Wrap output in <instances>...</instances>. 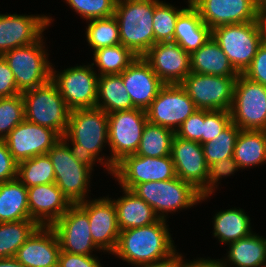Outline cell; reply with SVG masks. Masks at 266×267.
Masks as SVG:
<instances>
[{"mask_svg": "<svg viewBox=\"0 0 266 267\" xmlns=\"http://www.w3.org/2000/svg\"><path fill=\"white\" fill-rule=\"evenodd\" d=\"M98 76L121 74L135 59L136 55L122 44L102 47L93 51Z\"/></svg>", "mask_w": 266, "mask_h": 267, "instance_id": "e575fe53", "label": "cell"}, {"mask_svg": "<svg viewBox=\"0 0 266 267\" xmlns=\"http://www.w3.org/2000/svg\"><path fill=\"white\" fill-rule=\"evenodd\" d=\"M177 267H224L221 259L198 258L193 261L185 262L182 254L177 255Z\"/></svg>", "mask_w": 266, "mask_h": 267, "instance_id": "681fc988", "label": "cell"}, {"mask_svg": "<svg viewBox=\"0 0 266 267\" xmlns=\"http://www.w3.org/2000/svg\"><path fill=\"white\" fill-rule=\"evenodd\" d=\"M145 110L116 111L108 114V144L111 156L107 158L115 165L123 157L135 154L146 123Z\"/></svg>", "mask_w": 266, "mask_h": 267, "instance_id": "30bf717a", "label": "cell"}, {"mask_svg": "<svg viewBox=\"0 0 266 267\" xmlns=\"http://www.w3.org/2000/svg\"><path fill=\"white\" fill-rule=\"evenodd\" d=\"M121 188L131 190L135 185L150 181H164L176 176L171 156L146 157L131 154L123 157L112 171Z\"/></svg>", "mask_w": 266, "mask_h": 267, "instance_id": "4fadbf2b", "label": "cell"}, {"mask_svg": "<svg viewBox=\"0 0 266 267\" xmlns=\"http://www.w3.org/2000/svg\"><path fill=\"white\" fill-rule=\"evenodd\" d=\"M204 110L197 109L176 130L175 135L202 145Z\"/></svg>", "mask_w": 266, "mask_h": 267, "instance_id": "ee69618b", "label": "cell"}, {"mask_svg": "<svg viewBox=\"0 0 266 267\" xmlns=\"http://www.w3.org/2000/svg\"><path fill=\"white\" fill-rule=\"evenodd\" d=\"M131 191L151 206L161 219H167L169 212L191 208L204 201L199 190L178 177L140 183Z\"/></svg>", "mask_w": 266, "mask_h": 267, "instance_id": "277c9868", "label": "cell"}, {"mask_svg": "<svg viewBox=\"0 0 266 267\" xmlns=\"http://www.w3.org/2000/svg\"><path fill=\"white\" fill-rule=\"evenodd\" d=\"M61 137L52 129L23 120L4 139L17 163L47 154Z\"/></svg>", "mask_w": 266, "mask_h": 267, "instance_id": "9a60e30c", "label": "cell"}, {"mask_svg": "<svg viewBox=\"0 0 266 267\" xmlns=\"http://www.w3.org/2000/svg\"><path fill=\"white\" fill-rule=\"evenodd\" d=\"M184 9H177L170 3L167 4L163 1L155 0L153 15L155 44L173 41L177 18Z\"/></svg>", "mask_w": 266, "mask_h": 267, "instance_id": "74e56055", "label": "cell"}, {"mask_svg": "<svg viewBox=\"0 0 266 267\" xmlns=\"http://www.w3.org/2000/svg\"><path fill=\"white\" fill-rule=\"evenodd\" d=\"M44 43L41 37L30 45L14 48L2 55L21 93L51 80L53 66L48 60V52H46Z\"/></svg>", "mask_w": 266, "mask_h": 267, "instance_id": "8992f818", "label": "cell"}, {"mask_svg": "<svg viewBox=\"0 0 266 267\" xmlns=\"http://www.w3.org/2000/svg\"><path fill=\"white\" fill-rule=\"evenodd\" d=\"M171 157L176 176L192 184L202 193L207 188L209 166L199 142L182 139L174 135Z\"/></svg>", "mask_w": 266, "mask_h": 267, "instance_id": "ffe728a7", "label": "cell"}, {"mask_svg": "<svg viewBox=\"0 0 266 267\" xmlns=\"http://www.w3.org/2000/svg\"><path fill=\"white\" fill-rule=\"evenodd\" d=\"M93 66L94 62L70 67L61 72L52 68L51 80L57 85L70 110L96 107L98 74Z\"/></svg>", "mask_w": 266, "mask_h": 267, "instance_id": "8fae6325", "label": "cell"}, {"mask_svg": "<svg viewBox=\"0 0 266 267\" xmlns=\"http://www.w3.org/2000/svg\"><path fill=\"white\" fill-rule=\"evenodd\" d=\"M86 38L89 46L96 49L121 44L119 25L114 16L88 20Z\"/></svg>", "mask_w": 266, "mask_h": 267, "instance_id": "8d00e7d4", "label": "cell"}, {"mask_svg": "<svg viewBox=\"0 0 266 267\" xmlns=\"http://www.w3.org/2000/svg\"><path fill=\"white\" fill-rule=\"evenodd\" d=\"M20 93L8 63L4 57L0 55V98L13 97Z\"/></svg>", "mask_w": 266, "mask_h": 267, "instance_id": "7dc6e473", "label": "cell"}, {"mask_svg": "<svg viewBox=\"0 0 266 267\" xmlns=\"http://www.w3.org/2000/svg\"><path fill=\"white\" fill-rule=\"evenodd\" d=\"M197 110L180 84H164L146 110L149 123L176 130Z\"/></svg>", "mask_w": 266, "mask_h": 267, "instance_id": "5bb4252c", "label": "cell"}, {"mask_svg": "<svg viewBox=\"0 0 266 267\" xmlns=\"http://www.w3.org/2000/svg\"><path fill=\"white\" fill-rule=\"evenodd\" d=\"M253 2L257 8L261 6H266V0H253Z\"/></svg>", "mask_w": 266, "mask_h": 267, "instance_id": "db71d44e", "label": "cell"}, {"mask_svg": "<svg viewBox=\"0 0 266 267\" xmlns=\"http://www.w3.org/2000/svg\"><path fill=\"white\" fill-rule=\"evenodd\" d=\"M191 4L211 30L256 21L257 7L253 0H191Z\"/></svg>", "mask_w": 266, "mask_h": 267, "instance_id": "44dd1931", "label": "cell"}, {"mask_svg": "<svg viewBox=\"0 0 266 267\" xmlns=\"http://www.w3.org/2000/svg\"><path fill=\"white\" fill-rule=\"evenodd\" d=\"M232 123L226 110H204L202 144L216 139Z\"/></svg>", "mask_w": 266, "mask_h": 267, "instance_id": "b9f144b4", "label": "cell"}, {"mask_svg": "<svg viewBox=\"0 0 266 267\" xmlns=\"http://www.w3.org/2000/svg\"><path fill=\"white\" fill-rule=\"evenodd\" d=\"M51 227L58 236L61 251L82 255H92L94 249L100 251L92 240L88 215L77 204Z\"/></svg>", "mask_w": 266, "mask_h": 267, "instance_id": "ac0fdd59", "label": "cell"}, {"mask_svg": "<svg viewBox=\"0 0 266 267\" xmlns=\"http://www.w3.org/2000/svg\"><path fill=\"white\" fill-rule=\"evenodd\" d=\"M141 267H177V256L174 259L169 260L165 263L157 265L141 266Z\"/></svg>", "mask_w": 266, "mask_h": 267, "instance_id": "f5cc1de1", "label": "cell"}, {"mask_svg": "<svg viewBox=\"0 0 266 267\" xmlns=\"http://www.w3.org/2000/svg\"><path fill=\"white\" fill-rule=\"evenodd\" d=\"M174 135L171 129L147 122L135 154L152 158L171 156Z\"/></svg>", "mask_w": 266, "mask_h": 267, "instance_id": "d6a6232c", "label": "cell"}, {"mask_svg": "<svg viewBox=\"0 0 266 267\" xmlns=\"http://www.w3.org/2000/svg\"><path fill=\"white\" fill-rule=\"evenodd\" d=\"M52 21L44 14H0V55L38 41Z\"/></svg>", "mask_w": 266, "mask_h": 267, "instance_id": "e0dca14e", "label": "cell"}, {"mask_svg": "<svg viewBox=\"0 0 266 267\" xmlns=\"http://www.w3.org/2000/svg\"><path fill=\"white\" fill-rule=\"evenodd\" d=\"M27 190L30 218L39 226H52L73 205L55 183Z\"/></svg>", "mask_w": 266, "mask_h": 267, "instance_id": "cb8c5ba5", "label": "cell"}, {"mask_svg": "<svg viewBox=\"0 0 266 267\" xmlns=\"http://www.w3.org/2000/svg\"><path fill=\"white\" fill-rule=\"evenodd\" d=\"M256 21L262 35V42L266 43V6L257 8Z\"/></svg>", "mask_w": 266, "mask_h": 267, "instance_id": "f907efd6", "label": "cell"}, {"mask_svg": "<svg viewBox=\"0 0 266 267\" xmlns=\"http://www.w3.org/2000/svg\"><path fill=\"white\" fill-rule=\"evenodd\" d=\"M58 267H102V265L94 255L72 254L61 251Z\"/></svg>", "mask_w": 266, "mask_h": 267, "instance_id": "c3c4849f", "label": "cell"}, {"mask_svg": "<svg viewBox=\"0 0 266 267\" xmlns=\"http://www.w3.org/2000/svg\"><path fill=\"white\" fill-rule=\"evenodd\" d=\"M18 163L8 150L4 140H0V183L17 178Z\"/></svg>", "mask_w": 266, "mask_h": 267, "instance_id": "bcb514c9", "label": "cell"}, {"mask_svg": "<svg viewBox=\"0 0 266 267\" xmlns=\"http://www.w3.org/2000/svg\"><path fill=\"white\" fill-rule=\"evenodd\" d=\"M24 119V99L21 93L0 98V140H4Z\"/></svg>", "mask_w": 266, "mask_h": 267, "instance_id": "ab89813d", "label": "cell"}, {"mask_svg": "<svg viewBox=\"0 0 266 267\" xmlns=\"http://www.w3.org/2000/svg\"><path fill=\"white\" fill-rule=\"evenodd\" d=\"M240 128L231 123L216 139H212L202 144L204 156L208 166L216 161L225 158L233 157V152L236 144Z\"/></svg>", "mask_w": 266, "mask_h": 267, "instance_id": "f35d334b", "label": "cell"}, {"mask_svg": "<svg viewBox=\"0 0 266 267\" xmlns=\"http://www.w3.org/2000/svg\"><path fill=\"white\" fill-rule=\"evenodd\" d=\"M213 219V236L223 244L228 245L249 236L253 232L250 225L251 219L240 208L220 210Z\"/></svg>", "mask_w": 266, "mask_h": 267, "instance_id": "1f68e13d", "label": "cell"}, {"mask_svg": "<svg viewBox=\"0 0 266 267\" xmlns=\"http://www.w3.org/2000/svg\"><path fill=\"white\" fill-rule=\"evenodd\" d=\"M86 21L114 16L116 0H65Z\"/></svg>", "mask_w": 266, "mask_h": 267, "instance_id": "60d3db41", "label": "cell"}, {"mask_svg": "<svg viewBox=\"0 0 266 267\" xmlns=\"http://www.w3.org/2000/svg\"><path fill=\"white\" fill-rule=\"evenodd\" d=\"M233 158L240 169L266 163V131L240 130Z\"/></svg>", "mask_w": 266, "mask_h": 267, "instance_id": "4dcf8cb0", "label": "cell"}, {"mask_svg": "<svg viewBox=\"0 0 266 267\" xmlns=\"http://www.w3.org/2000/svg\"><path fill=\"white\" fill-rule=\"evenodd\" d=\"M238 169H240L238 163L233 157L225 158L211 164L208 170L207 188L201 193L202 198L204 200L208 198L215 191V188H217L219 180L234 174Z\"/></svg>", "mask_w": 266, "mask_h": 267, "instance_id": "7bdbcfd3", "label": "cell"}, {"mask_svg": "<svg viewBox=\"0 0 266 267\" xmlns=\"http://www.w3.org/2000/svg\"><path fill=\"white\" fill-rule=\"evenodd\" d=\"M96 108L107 114L135 108L119 74L98 76Z\"/></svg>", "mask_w": 266, "mask_h": 267, "instance_id": "f546056e", "label": "cell"}, {"mask_svg": "<svg viewBox=\"0 0 266 267\" xmlns=\"http://www.w3.org/2000/svg\"><path fill=\"white\" fill-rule=\"evenodd\" d=\"M251 81L266 86V43L262 42L251 65L243 73Z\"/></svg>", "mask_w": 266, "mask_h": 267, "instance_id": "f6af8a7d", "label": "cell"}, {"mask_svg": "<svg viewBox=\"0 0 266 267\" xmlns=\"http://www.w3.org/2000/svg\"><path fill=\"white\" fill-rule=\"evenodd\" d=\"M39 227L32 219L0 223V259L12 258L19 247Z\"/></svg>", "mask_w": 266, "mask_h": 267, "instance_id": "836d02e7", "label": "cell"}, {"mask_svg": "<svg viewBox=\"0 0 266 267\" xmlns=\"http://www.w3.org/2000/svg\"><path fill=\"white\" fill-rule=\"evenodd\" d=\"M122 190L123 196L112 199L120 231L147 226L160 219L154 209L134 192L125 188Z\"/></svg>", "mask_w": 266, "mask_h": 267, "instance_id": "484cf974", "label": "cell"}, {"mask_svg": "<svg viewBox=\"0 0 266 267\" xmlns=\"http://www.w3.org/2000/svg\"><path fill=\"white\" fill-rule=\"evenodd\" d=\"M17 179L27 188L55 183L53 164L47 154L18 163Z\"/></svg>", "mask_w": 266, "mask_h": 267, "instance_id": "d590c367", "label": "cell"}, {"mask_svg": "<svg viewBox=\"0 0 266 267\" xmlns=\"http://www.w3.org/2000/svg\"><path fill=\"white\" fill-rule=\"evenodd\" d=\"M188 3V7L177 18L173 42L191 54L212 36V30L205 25L191 0Z\"/></svg>", "mask_w": 266, "mask_h": 267, "instance_id": "d4e9b609", "label": "cell"}, {"mask_svg": "<svg viewBox=\"0 0 266 267\" xmlns=\"http://www.w3.org/2000/svg\"><path fill=\"white\" fill-rule=\"evenodd\" d=\"M108 136V114L95 107L70 110L68 127L61 139L77 161L91 169L95 162H100L108 173H112L115 165L99 155L108 143ZM67 141H70L71 146Z\"/></svg>", "mask_w": 266, "mask_h": 267, "instance_id": "6da1fadb", "label": "cell"}, {"mask_svg": "<svg viewBox=\"0 0 266 267\" xmlns=\"http://www.w3.org/2000/svg\"><path fill=\"white\" fill-rule=\"evenodd\" d=\"M47 155L53 164L55 184L68 200L72 204L87 200L93 169L77 161L62 139L52 147Z\"/></svg>", "mask_w": 266, "mask_h": 267, "instance_id": "ba28073f", "label": "cell"}, {"mask_svg": "<svg viewBox=\"0 0 266 267\" xmlns=\"http://www.w3.org/2000/svg\"><path fill=\"white\" fill-rule=\"evenodd\" d=\"M60 242L51 226H39L22 244L14 258L25 267H58Z\"/></svg>", "mask_w": 266, "mask_h": 267, "instance_id": "7402d4cb", "label": "cell"}, {"mask_svg": "<svg viewBox=\"0 0 266 267\" xmlns=\"http://www.w3.org/2000/svg\"><path fill=\"white\" fill-rule=\"evenodd\" d=\"M212 37L239 74L251 65L262 43L257 21L218 26L212 30Z\"/></svg>", "mask_w": 266, "mask_h": 267, "instance_id": "52a82bcc", "label": "cell"}, {"mask_svg": "<svg viewBox=\"0 0 266 267\" xmlns=\"http://www.w3.org/2000/svg\"><path fill=\"white\" fill-rule=\"evenodd\" d=\"M159 219L147 226L120 231L113 255L132 266H149L174 259L178 252L166 222Z\"/></svg>", "mask_w": 266, "mask_h": 267, "instance_id": "7a4b0ae2", "label": "cell"}, {"mask_svg": "<svg viewBox=\"0 0 266 267\" xmlns=\"http://www.w3.org/2000/svg\"><path fill=\"white\" fill-rule=\"evenodd\" d=\"M31 219L28 190L17 178L0 183V223Z\"/></svg>", "mask_w": 266, "mask_h": 267, "instance_id": "f1b7e54d", "label": "cell"}, {"mask_svg": "<svg viewBox=\"0 0 266 267\" xmlns=\"http://www.w3.org/2000/svg\"><path fill=\"white\" fill-rule=\"evenodd\" d=\"M224 267H266V239L252 232L249 236L228 244Z\"/></svg>", "mask_w": 266, "mask_h": 267, "instance_id": "83f0119b", "label": "cell"}, {"mask_svg": "<svg viewBox=\"0 0 266 267\" xmlns=\"http://www.w3.org/2000/svg\"><path fill=\"white\" fill-rule=\"evenodd\" d=\"M155 0H118L114 17L119 25L120 42L136 56H143L154 44Z\"/></svg>", "mask_w": 266, "mask_h": 267, "instance_id": "3957f363", "label": "cell"}, {"mask_svg": "<svg viewBox=\"0 0 266 267\" xmlns=\"http://www.w3.org/2000/svg\"><path fill=\"white\" fill-rule=\"evenodd\" d=\"M21 94L24 99L25 120L52 129L60 137L65 134L70 109L52 80Z\"/></svg>", "mask_w": 266, "mask_h": 267, "instance_id": "5b68a950", "label": "cell"}, {"mask_svg": "<svg viewBox=\"0 0 266 267\" xmlns=\"http://www.w3.org/2000/svg\"><path fill=\"white\" fill-rule=\"evenodd\" d=\"M119 75L134 107L145 111L164 85L142 56H137Z\"/></svg>", "mask_w": 266, "mask_h": 267, "instance_id": "603a6c76", "label": "cell"}, {"mask_svg": "<svg viewBox=\"0 0 266 267\" xmlns=\"http://www.w3.org/2000/svg\"><path fill=\"white\" fill-rule=\"evenodd\" d=\"M142 57L164 84H180L191 72L190 54L173 41L154 44Z\"/></svg>", "mask_w": 266, "mask_h": 267, "instance_id": "d6986e66", "label": "cell"}, {"mask_svg": "<svg viewBox=\"0 0 266 267\" xmlns=\"http://www.w3.org/2000/svg\"><path fill=\"white\" fill-rule=\"evenodd\" d=\"M0 267H25L14 257L12 258H2L0 259Z\"/></svg>", "mask_w": 266, "mask_h": 267, "instance_id": "816d5d0a", "label": "cell"}, {"mask_svg": "<svg viewBox=\"0 0 266 267\" xmlns=\"http://www.w3.org/2000/svg\"><path fill=\"white\" fill-rule=\"evenodd\" d=\"M229 112L241 130L266 131V86L239 74Z\"/></svg>", "mask_w": 266, "mask_h": 267, "instance_id": "9c48e42d", "label": "cell"}, {"mask_svg": "<svg viewBox=\"0 0 266 267\" xmlns=\"http://www.w3.org/2000/svg\"><path fill=\"white\" fill-rule=\"evenodd\" d=\"M111 199L98 197L77 204L88 215L94 244L109 253L114 252L120 234L116 208Z\"/></svg>", "mask_w": 266, "mask_h": 267, "instance_id": "2e32d148", "label": "cell"}, {"mask_svg": "<svg viewBox=\"0 0 266 267\" xmlns=\"http://www.w3.org/2000/svg\"><path fill=\"white\" fill-rule=\"evenodd\" d=\"M191 72L203 75L238 76L228 57L211 36L190 54Z\"/></svg>", "mask_w": 266, "mask_h": 267, "instance_id": "4316f807", "label": "cell"}, {"mask_svg": "<svg viewBox=\"0 0 266 267\" xmlns=\"http://www.w3.org/2000/svg\"><path fill=\"white\" fill-rule=\"evenodd\" d=\"M237 77L190 72L180 85L193 100L197 109L229 111Z\"/></svg>", "mask_w": 266, "mask_h": 267, "instance_id": "7c38bea8", "label": "cell"}]
</instances>
